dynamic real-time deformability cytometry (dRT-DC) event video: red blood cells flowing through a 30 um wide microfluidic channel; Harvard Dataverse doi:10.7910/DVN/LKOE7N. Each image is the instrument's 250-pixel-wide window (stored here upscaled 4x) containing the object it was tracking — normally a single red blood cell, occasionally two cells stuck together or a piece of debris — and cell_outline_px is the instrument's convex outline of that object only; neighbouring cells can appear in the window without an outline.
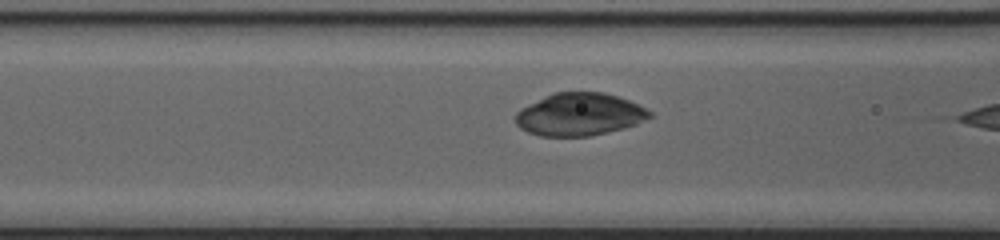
{"species": "common noctule bat (a hibernating species)", "species_latin": "Nyctalus noctula", "temperature_condition": "cold", "stored_images_in_passage": 12, "camera_frame_rate_fps": 3000, "um_per_image_px": 0.085, "animal": {"sex": "female", "body_mass_g": 20.0, "forearm_length_mm": 54.0}, "frame": {"image": 1, "passage_image": 10, "time_ms": 3.0, "image_size_px": [1000, 240], "cell_outline_px": [[652, 116], [636, 124], [624, 128], [588, 136], [540, 136], [528, 132], [520, 128], [516, 124], [516, 112], [520, 108], [552, 92], [604, 92], [628, 100], [652, 112]], "centroid_in_image_um": [49.22, 9.72], "position_along_channel_um": 117.4, "area_um2": 33.18}}